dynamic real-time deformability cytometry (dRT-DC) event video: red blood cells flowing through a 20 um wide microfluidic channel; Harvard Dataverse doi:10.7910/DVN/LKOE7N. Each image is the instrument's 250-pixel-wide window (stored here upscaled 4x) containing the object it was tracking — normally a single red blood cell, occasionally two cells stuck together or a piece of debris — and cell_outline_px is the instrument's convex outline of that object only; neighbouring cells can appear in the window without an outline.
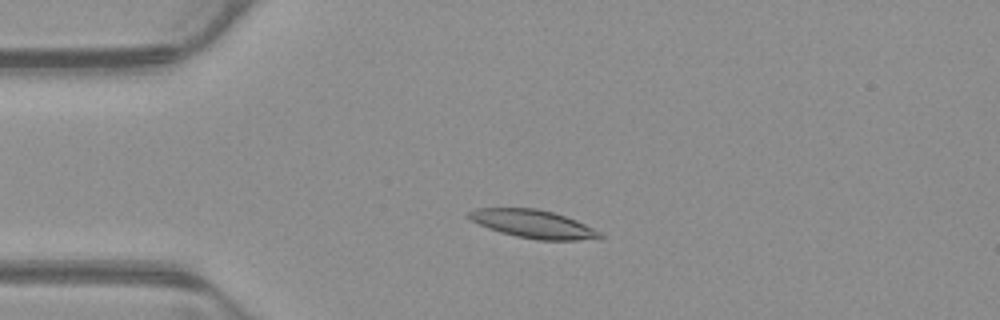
{"species": "common noctule bat (a hibernating species)", "species_latin": "Nyctalus noctula", "temperature_condition": "warm", "stored_images_in_passage": 53, "camera_frame_rate_fps": 3000, "um_per_image_px": 0.085, "animal": {"sex": "male", "body_mass_g": 23.1, "forearm_length_mm": 52.7}, "frame": {"image": 1, "passage_image": 12, "time_ms": 3.667, "image_size_px": [1000, 320], "cell_outline_px": [[604, 236], [600, 240], [536, 240], [516, 236], [500, 232], [488, 228], [464, 216], [468, 212], [476, 208], [536, 208], [552, 212], [576, 220], [600, 232]], "centroid_in_image_um": [45.34, 19.05], "position_along_channel_um": 39.7, "area_um2": 21.56}}
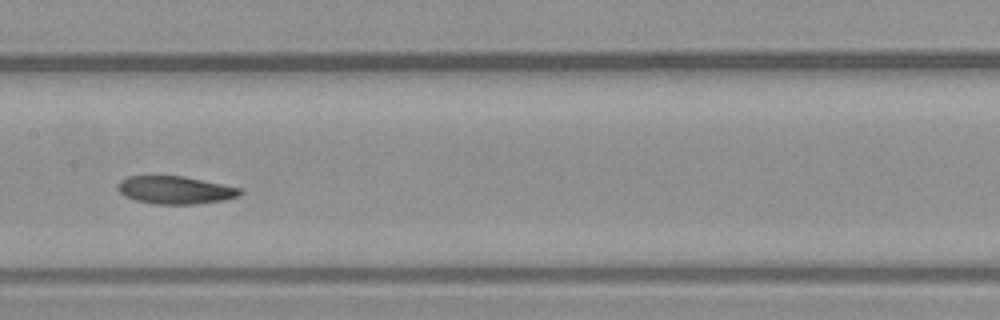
{"frame": {"image": 2, "passage_image": 26, "time_ms": 8.333, "image_size_px": [1000, 320], "cell_outline_px": [[244, 192], [240, 196], [224, 200], [196, 204], [152, 204], [136, 200], [124, 196], [116, 188], [120, 180], [128, 176], [184, 176], [240, 188]], "centroid_in_image_um": [14.89, 16.16], "position_along_channel_um": 192.5, "area_um2": 19.88}}
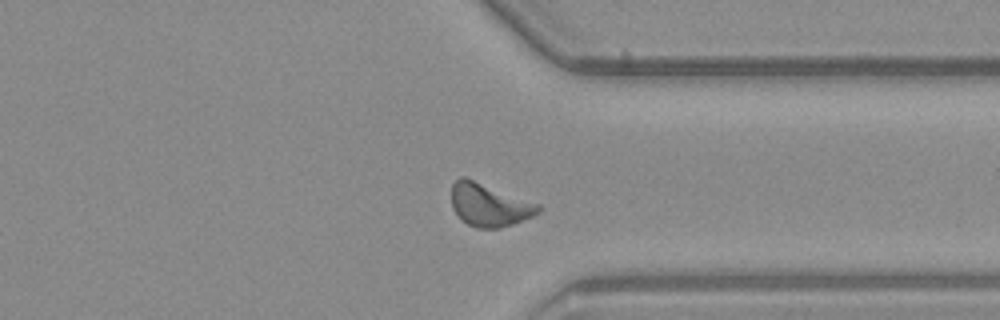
{"frame": {"image": 3, "passage_image": 40, "time_ms": 13.0, "image_size_px": [1000, 320], "cell_outline_px": [[540, 212], [532, 216], [512, 224], [500, 228], [476, 228], [468, 224], [452, 208], [452, 184], [460, 176], [464, 176], [540, 204]], "centroid_in_image_um": [41.59, 17.41], "position_along_channel_um": 369.8, "area_um2": 21.5}, "authors_computed_cell_mechanics": {"area_um2": 20.6924, "velocity_mm_per_s": 3.8481, "shape_relaxation_time_tau1_ms": 10.8043, "shape_relaxation_time_tau2_ms": 9.5495, "deformation_change_tau1": 0.1899, "deformation_change_tau2": 0.1766}}